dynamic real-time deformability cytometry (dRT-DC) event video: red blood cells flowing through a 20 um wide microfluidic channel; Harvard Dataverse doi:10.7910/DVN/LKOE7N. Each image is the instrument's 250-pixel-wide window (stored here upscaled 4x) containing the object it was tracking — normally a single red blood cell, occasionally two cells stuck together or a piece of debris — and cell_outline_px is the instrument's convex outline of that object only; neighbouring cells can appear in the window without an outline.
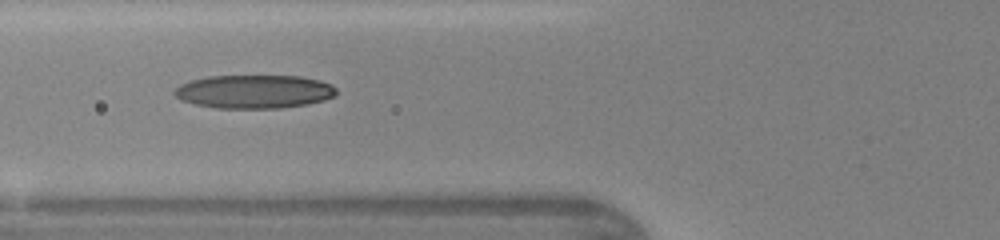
{"species": "human", "species_latin": "Homo sapiens", "temperature_condition": "warm", "stored_images_in_passage": 4, "camera_frame_rate_fps": 3000, "um_per_image_px": 0.085, "donor": {"sex": "female"}, "frame": {"image": 1, "passage_image": 3, "time_ms": 0.667, "image_size_px": [1000, 240], "cell_outline_px": [[336, 96], [324, 100], [308, 104], [280, 108], [216, 108], [196, 104], [184, 100], [176, 96], [172, 92], [180, 84], [188, 80], [208, 76], [300, 76], [320, 80], [332, 84], [336, 88]], "centroid_in_image_um": [21.63, 7.78], "position_along_channel_um": 104.2, "area_um2": 31.73}}